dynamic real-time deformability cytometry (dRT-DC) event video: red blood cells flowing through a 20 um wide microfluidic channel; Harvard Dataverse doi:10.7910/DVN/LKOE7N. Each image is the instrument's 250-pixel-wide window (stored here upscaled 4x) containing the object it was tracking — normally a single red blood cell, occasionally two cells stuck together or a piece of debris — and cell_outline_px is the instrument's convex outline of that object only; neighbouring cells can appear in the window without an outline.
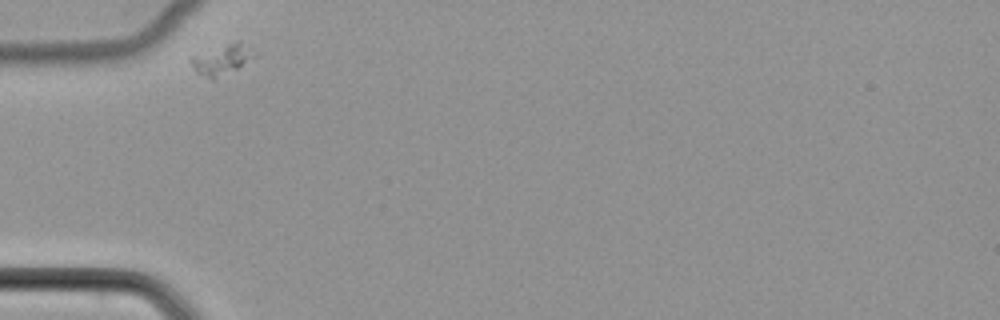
{"species": "common noctule bat (a hibernating species)", "species_latin": "Nyctalus noctula", "temperature_condition": "cold", "stored_images_in_passage": 30, "camera_frame_rate_fps": 3000, "um_per_image_px": 0.085, "animal": {"sex": "female", "body_mass_g": 22.7, "forearm_length_mm": 54.2}, "frame": {"image": 1, "passage_image": 1, "time_ms": 0.0, "image_size_px": [1000, 320], "cell_outline_px": [[256, 56], [236, 68], [216, 76], [208, 76], [196, 72], [188, 60], [192, 56], [240, 40]], "centroid_in_image_um": [18.83, 5.02], "position_along_channel_um": 66.2, "area_um2": 10.12}}